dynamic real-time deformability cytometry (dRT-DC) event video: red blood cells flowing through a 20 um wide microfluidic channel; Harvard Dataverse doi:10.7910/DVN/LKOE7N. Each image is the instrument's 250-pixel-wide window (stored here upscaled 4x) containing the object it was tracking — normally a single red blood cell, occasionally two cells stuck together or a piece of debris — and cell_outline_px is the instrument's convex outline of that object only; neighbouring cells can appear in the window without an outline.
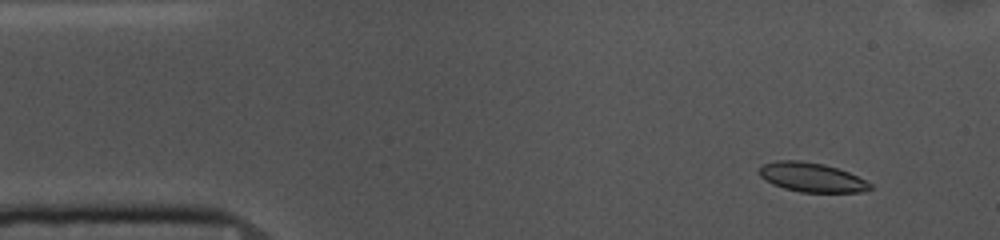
{"species": "common noctule bat (a hibernating species)", "species_latin": "Nyctalus noctula", "temperature_condition": "cold", "stored_images_in_passage": 50, "camera_frame_rate_fps": 3000, "um_per_image_px": 0.085, "animal": {"sex": "female", "body_mass_g": 10.0, "forearm_length_mm": 53.1}, "frame": {"image": 1, "passage_image": 1, "time_ms": 0.0, "image_size_px": [1000, 240], "cell_outline_px": [[872, 188], [860, 192], [800, 192], [784, 188], [772, 184], [760, 176], [760, 168], [764, 164], [776, 160], [800, 160], [824, 164], [848, 172], [872, 184]], "centroid_in_image_um": [68.98, 15.07], "position_along_channel_um": 16.0, "area_um2": 18.73}}
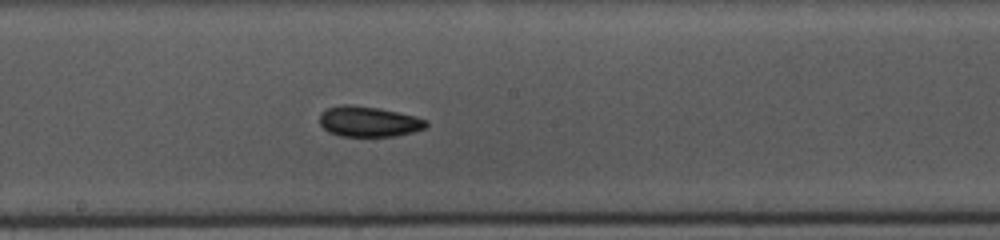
{"frame": {"image": 2, "passage_image": 24, "time_ms": 7.667, "image_size_px": [1000, 240], "cell_outline_px": [[428, 124], [424, 128], [412, 132], [396, 136], [340, 136], [328, 132], [320, 124], [320, 112], [328, 108], [340, 104], [352, 104], [380, 108], [416, 116], [428, 120]], "centroid_in_image_um": [31.33, 10.32], "position_along_channel_um": 216.9, "area_um2": 19.07}}
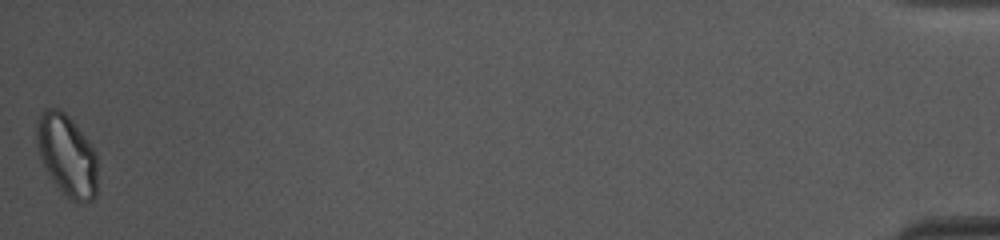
{"frame": {"image": 3, "passage_image": 50, "time_ms": 16.333, "image_size_px": [1000, 240], "cell_outline_px": [[96, 196], [92, 200], [80, 204], [72, 200], [56, 184], [48, 172], [40, 156], [36, 140], [36, 120], [44, 108], [60, 108], [72, 120], [96, 152]], "centroid_in_image_um": [5.68, 13.17], "position_along_channel_um": 429.5, "area_um2": 28.61}, "authors_computed_cell_mechanics": {"area_um2": 19.3341, "velocity_mm_per_s": 3.6388, "shape_relaxation_time_tau1_ms": 2.1002, "shape_relaxation_time_tau2_ms": 4.2119, "deformation_change_tau1": 0.0864, "deformation_change_tau2": 0.0934}}